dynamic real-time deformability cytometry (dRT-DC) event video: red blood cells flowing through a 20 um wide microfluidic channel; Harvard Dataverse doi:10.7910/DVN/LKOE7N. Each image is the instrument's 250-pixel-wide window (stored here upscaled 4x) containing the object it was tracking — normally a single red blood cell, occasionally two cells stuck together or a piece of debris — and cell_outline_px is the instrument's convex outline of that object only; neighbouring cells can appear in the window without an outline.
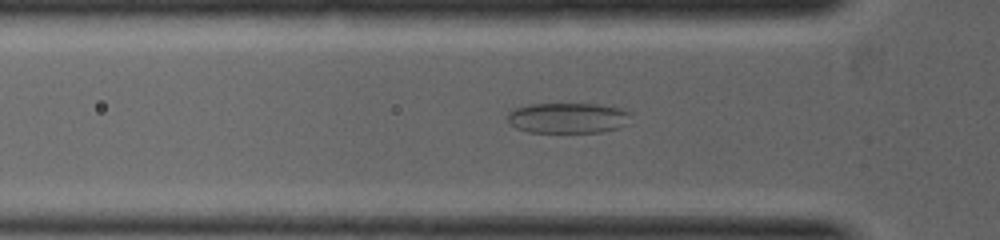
{"species": "common noctule bat (a hibernating species)", "species_latin": "Nyctalus noctula", "temperature_condition": "warm", "stored_images_in_passage": 4, "camera_frame_rate_fps": 5000, "um_per_image_px": 0.085, "animal": {"sex": "female", "body_mass_g": 19.0, "forearm_length_mm": 53.3}, "frame": {"image": 1, "passage_image": 2, "time_ms": 0.2, "image_size_px": [1000, 240], "cell_outline_px": [[632, 124], [620, 128], [600, 132], [528, 132], [516, 128], [508, 124], [508, 112], [512, 108], [528, 104], [596, 104], [620, 108], [632, 112]], "centroid_in_image_um": [48.32, 10.03], "position_along_channel_um": 77.5, "area_um2": 22.48}}
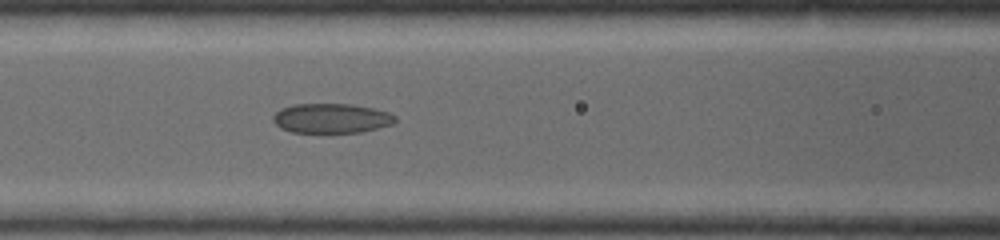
{"frame": {"image": 2, "passage_image": 4, "time_ms": 1.0, "image_size_px": [1000, 240], "cell_outline_px": [[396, 120], [392, 124], [360, 132], [292, 132], [280, 128], [272, 120], [272, 116], [280, 108], [292, 104], [348, 104], [372, 108], [388, 112], [396, 116]], "centroid_in_image_um": [28.12, 10.05], "position_along_channel_um": 138.5, "area_um2": 20.98}}